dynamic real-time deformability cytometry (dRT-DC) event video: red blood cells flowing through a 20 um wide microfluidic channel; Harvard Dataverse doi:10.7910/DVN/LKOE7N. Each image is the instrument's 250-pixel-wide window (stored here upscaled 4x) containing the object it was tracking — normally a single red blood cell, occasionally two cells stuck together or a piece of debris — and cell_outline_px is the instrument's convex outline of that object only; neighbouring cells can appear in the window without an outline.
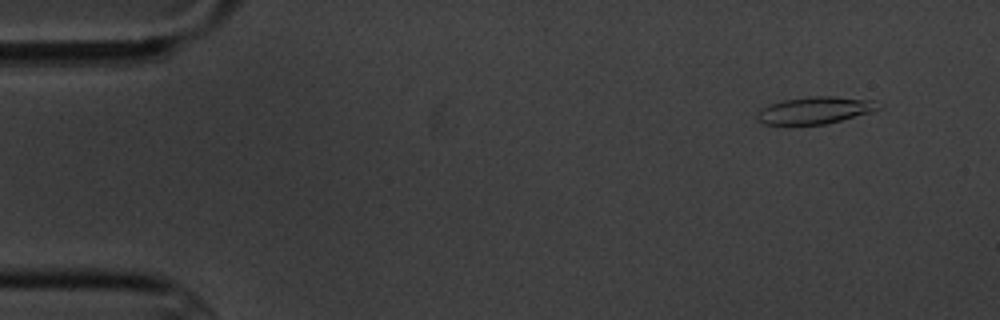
{"species": "common noctule bat (a hibernating species)", "species_latin": "Nyctalus noctula", "temperature_condition": "cold", "stored_images_in_passage": 5, "camera_frame_rate_fps": 3000, "um_per_image_px": 0.085, "animal": {"sex": "male", "body_mass_g": 20.1, "forearm_length_mm": 53.5}, "frame": {"image": 1, "passage_image": 2, "time_ms": 1.333, "image_size_px": [1000, 320], "cell_outline_px": [[884, 104], [880, 108], [868, 112], [828, 124], [764, 124], [756, 120], [756, 112], [760, 108], [768, 104], [784, 100], [812, 96], [836, 96], [872, 100]], "centroid_in_image_um": [69.24, 9.36], "position_along_channel_um": 15.8, "area_um2": 19.19}}